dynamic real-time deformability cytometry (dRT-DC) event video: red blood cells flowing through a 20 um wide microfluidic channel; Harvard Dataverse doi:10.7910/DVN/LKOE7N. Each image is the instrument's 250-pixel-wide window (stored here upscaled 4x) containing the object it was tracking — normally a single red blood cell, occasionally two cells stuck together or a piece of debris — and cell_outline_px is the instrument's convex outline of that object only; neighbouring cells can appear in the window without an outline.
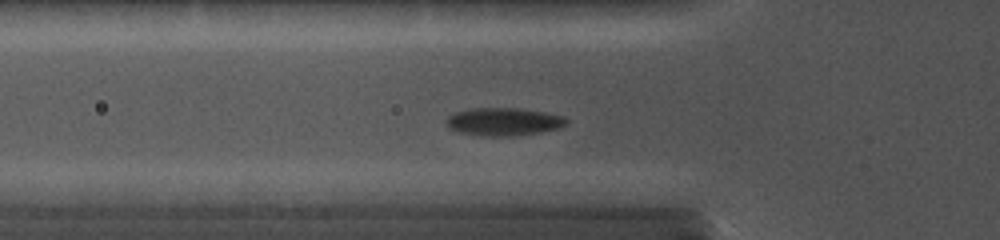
{"species": "common noctule bat (a hibernating species)", "species_latin": "Nyctalus noctula", "temperature_condition": "cold", "stored_images_in_passage": 5, "camera_frame_rate_fps": 5000, "um_per_image_px": 0.085, "animal": {"sex": "female", "body_mass_g": 19.0, "forearm_length_mm": 56.7}, "frame": {"image": 1, "passage_image": 2, "time_ms": 0.2, "image_size_px": [1000, 240], "cell_outline_px": [[568, 124], [560, 128], [540, 132], [516, 136], [488, 136], [460, 132], [448, 128], [444, 120], [448, 116], [456, 112], [468, 108], [520, 108], [544, 112], [564, 116], [568, 120]], "centroid_in_image_um": [42.82, 10.34], "position_along_channel_um": 83.0, "area_um2": 19.71}}